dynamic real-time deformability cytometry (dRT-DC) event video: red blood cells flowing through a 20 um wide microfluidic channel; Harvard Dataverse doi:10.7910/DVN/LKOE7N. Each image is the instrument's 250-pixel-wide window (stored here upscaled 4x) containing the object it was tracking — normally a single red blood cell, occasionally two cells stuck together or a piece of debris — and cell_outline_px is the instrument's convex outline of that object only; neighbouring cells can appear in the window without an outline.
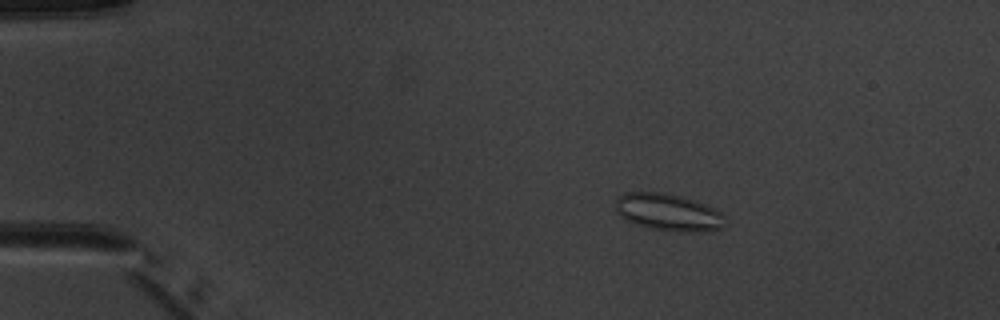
{"species": "common noctule bat (a hibernating species)", "species_latin": "Nyctalus noctula", "temperature_condition": "warm", "stored_images_in_passage": 5, "camera_frame_rate_fps": 3000, "um_per_image_px": 0.085, "animal": {"sex": "male", "body_mass_g": 20.1, "forearm_length_mm": 53.5}, "frame": {"image": 1, "passage_image": 3, "time_ms": 2.333, "image_size_px": [1000, 320], "cell_outline_px": [[728, 224], [724, 228], [704, 232], [680, 232], [648, 228], [624, 220], [616, 212], [616, 200], [624, 192], [660, 192], [680, 196], [716, 208], [728, 220]], "centroid_in_image_um": [56.85, 18.07], "position_along_channel_um": 28.2, "area_um2": 24.1}}